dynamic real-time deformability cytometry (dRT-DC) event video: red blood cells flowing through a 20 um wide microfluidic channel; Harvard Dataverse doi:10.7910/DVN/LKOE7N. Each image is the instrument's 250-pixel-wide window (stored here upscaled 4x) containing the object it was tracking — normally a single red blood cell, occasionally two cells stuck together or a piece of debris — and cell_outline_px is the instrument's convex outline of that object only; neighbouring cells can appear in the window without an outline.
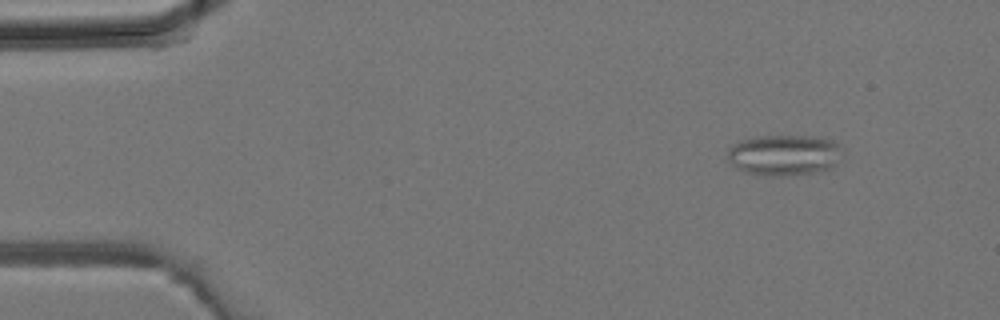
{"species": "common noctule bat (a hibernating species)", "species_latin": "Nyctalus noctula", "temperature_condition": "room temperature", "stored_images_in_passage": 16, "camera_frame_rate_fps": 3000, "um_per_image_px": 0.085, "animal": {"sex": "male", "body_mass_g": 19.2, "forearm_length_mm": 51.8}, "frame": {"image": 1, "passage_image": 3, "time_ms": 0.667, "image_size_px": [1000, 320], "cell_outline_px": [[836, 164], [832, 168], [812, 172], [780, 176], [764, 176], [748, 172], [736, 168], [728, 160], [728, 148], [744, 140], [756, 136], [824, 136], [832, 140], [836, 144]], "centroid_in_image_um": [66.59, 13.17], "position_along_channel_um": 18.4, "area_um2": 26.76}}
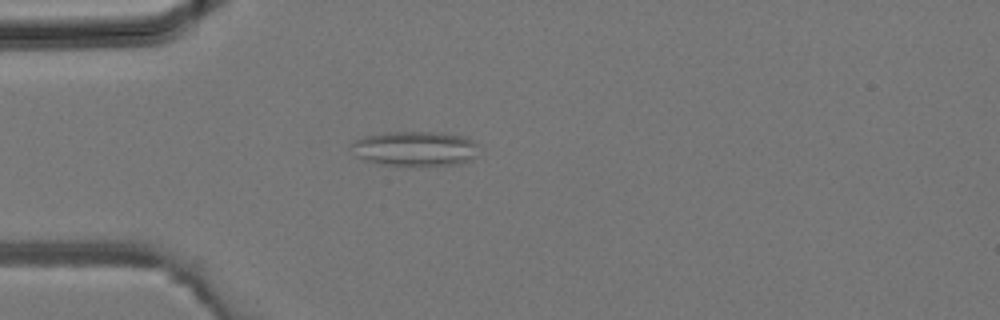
{"frame": {"image": 2, "passage_image": 9, "time_ms": 2.667, "image_size_px": [1000, 320], "cell_outline_px": [[476, 156], [472, 160], [456, 164], [416, 168], [384, 164], [368, 160], [356, 156], [348, 144], [364, 136], [384, 132], [444, 132], [464, 136], [472, 140], [476, 144]], "centroid_in_image_um": [35.28, 12.65], "position_along_channel_um": 49.7, "area_um2": 26.53}}